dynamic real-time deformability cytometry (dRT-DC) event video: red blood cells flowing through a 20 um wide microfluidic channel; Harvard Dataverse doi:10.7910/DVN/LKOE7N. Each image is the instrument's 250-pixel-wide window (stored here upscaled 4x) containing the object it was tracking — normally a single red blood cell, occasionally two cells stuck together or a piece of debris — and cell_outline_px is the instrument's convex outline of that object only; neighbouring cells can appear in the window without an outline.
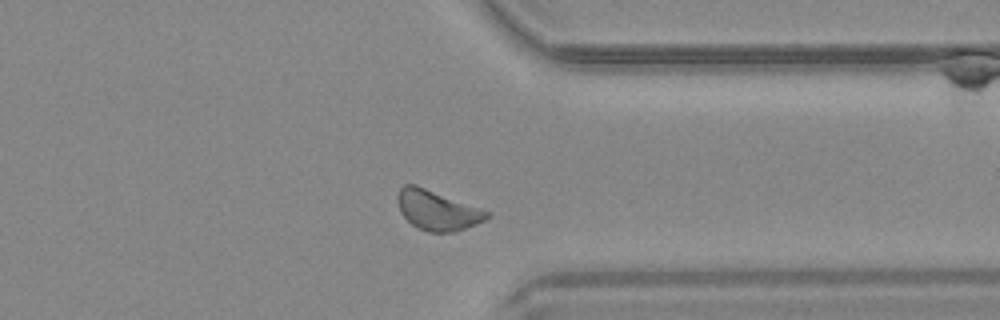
{"species": "common noctule bat (a hibernating species)", "species_latin": "Nyctalus noctula", "temperature_condition": "warm", "stored_images_in_passage": 33, "camera_frame_rate_fps": 3000, "um_per_image_px": 0.085, "animal": {"sex": "male", "body_mass_g": 20.4}, "frame": {"image": 1, "passage_image": 24, "time_ms": 7.667, "image_size_px": [1000, 320], "cell_outline_px": [[492, 216], [476, 224], [452, 232], [428, 232], [416, 228], [400, 212], [396, 200], [396, 196], [400, 188], [404, 184], [416, 184], [492, 212]], "centroid_in_image_um": [37.16, 17.86], "position_along_channel_um": 374.2, "area_um2": 20.92}}